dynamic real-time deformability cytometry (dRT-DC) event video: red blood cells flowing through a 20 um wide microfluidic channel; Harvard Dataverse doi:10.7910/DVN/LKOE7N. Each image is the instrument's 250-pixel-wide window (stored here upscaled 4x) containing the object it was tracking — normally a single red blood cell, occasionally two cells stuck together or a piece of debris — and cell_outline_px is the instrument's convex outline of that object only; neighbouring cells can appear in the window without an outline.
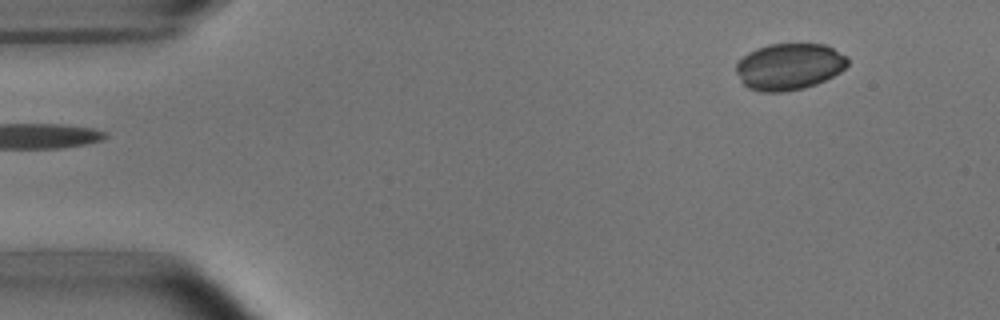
{"species": "common noctule bat (a hibernating species)", "species_latin": "Nyctalus noctula", "temperature_condition": "room temperature", "stored_images_in_passage": 2, "camera_frame_rate_fps": 3000, "um_per_image_px": 0.085, "animal": {"sex": "male", "body_mass_g": 15.6}, "frame": {"image": 1, "passage_image": 2, "time_ms": 1.333, "image_size_px": [1000, 320], "cell_outline_px": [[848, 64], [840, 72], [816, 84], [804, 88], [780, 92], [764, 92], [748, 88], [740, 80], [736, 72], [736, 64], [748, 52], [756, 48], [768, 44], [824, 44], [848, 56]], "centroid_in_image_um": [67.07, 5.65], "position_along_channel_um": 17.9, "area_um2": 30.23}}